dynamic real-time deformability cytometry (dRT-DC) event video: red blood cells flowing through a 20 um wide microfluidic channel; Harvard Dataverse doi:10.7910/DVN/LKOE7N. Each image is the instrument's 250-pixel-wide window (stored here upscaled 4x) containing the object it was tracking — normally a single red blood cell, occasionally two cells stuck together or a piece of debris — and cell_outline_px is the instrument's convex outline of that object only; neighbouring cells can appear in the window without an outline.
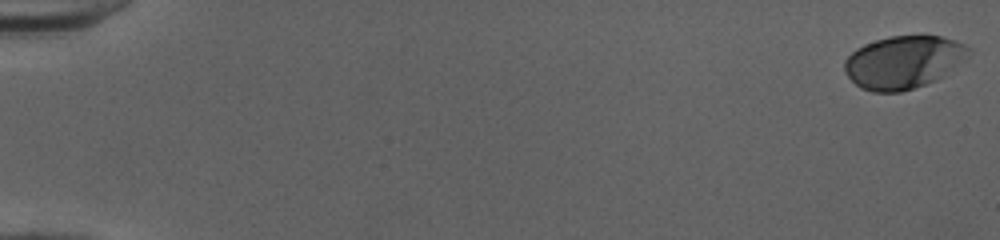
{"species": "human", "species_latin": "Homo sapiens", "temperature_condition": "cold", "stored_images_in_passage": 52, "camera_frame_rate_fps": 3000, "um_per_image_px": 0.085, "donor": {"sex": "female"}, "frame": {"image": 1, "passage_image": 1, "time_ms": 0.0, "image_size_px": [1000, 240], "cell_outline_px": [[972, 48], [968, 56], [936, 80], [900, 92], [872, 92], [860, 88], [844, 72], [844, 60], [856, 48], [864, 44], [888, 36], [940, 36], [956, 40]], "centroid_in_image_um": [76.76, 5.27], "position_along_channel_um": 8.2, "area_um2": 37.97}}
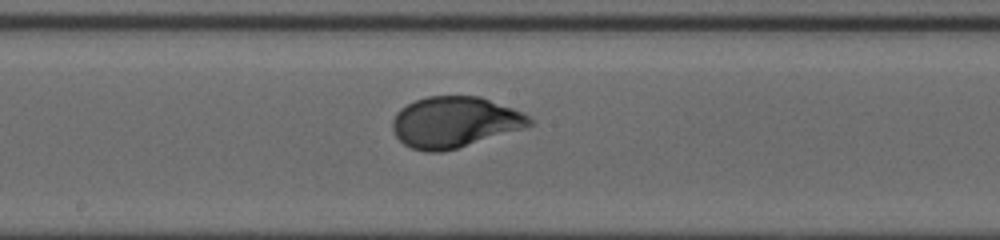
{"frame": {"image": 2, "passage_image": 30, "time_ms": 9.667, "image_size_px": [1000, 240], "cell_outline_px": [[532, 124], [524, 128], [456, 148], [440, 152], [424, 152], [412, 148], [404, 144], [396, 136], [392, 128], [392, 120], [396, 112], [400, 108], [416, 100], [428, 96], [480, 96], [524, 112], [532, 120]], "centroid_in_image_um": [38.62, 10.37], "position_along_channel_um": 209.6, "area_um2": 40.46}}
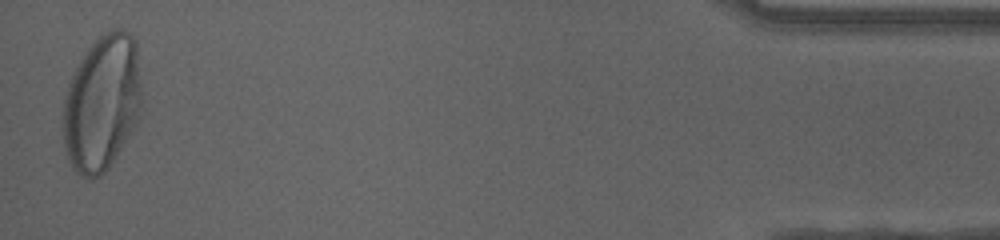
{"frame": {"image": 3, "passage_image": 52, "time_ms": 17.0, "image_size_px": [1000, 240], "cell_outline_px": [[140, 108], [136, 124], [132, 132], [108, 168], [100, 176], [92, 180], [88, 180], [80, 176], [72, 168], [68, 160], [64, 148], [64, 100], [68, 80], [84, 52], [104, 32], [112, 28], [124, 28], [132, 32], [136, 40], [140, 84]], "centroid_in_image_um": [8.66, 8.74], "position_along_channel_um": 426.5, "area_um2": 62.89}, "authors_computed_cell_mechanics": {"area_um2": 39.9398, "velocity_mm_per_s": 4.0019, "shape_relaxation_time_tau1_ms": 3.9415, "shape_relaxation_time_tau2_ms": null, "deformation_change_tau1": 0.1981, "deformation_change_tau2": null}}